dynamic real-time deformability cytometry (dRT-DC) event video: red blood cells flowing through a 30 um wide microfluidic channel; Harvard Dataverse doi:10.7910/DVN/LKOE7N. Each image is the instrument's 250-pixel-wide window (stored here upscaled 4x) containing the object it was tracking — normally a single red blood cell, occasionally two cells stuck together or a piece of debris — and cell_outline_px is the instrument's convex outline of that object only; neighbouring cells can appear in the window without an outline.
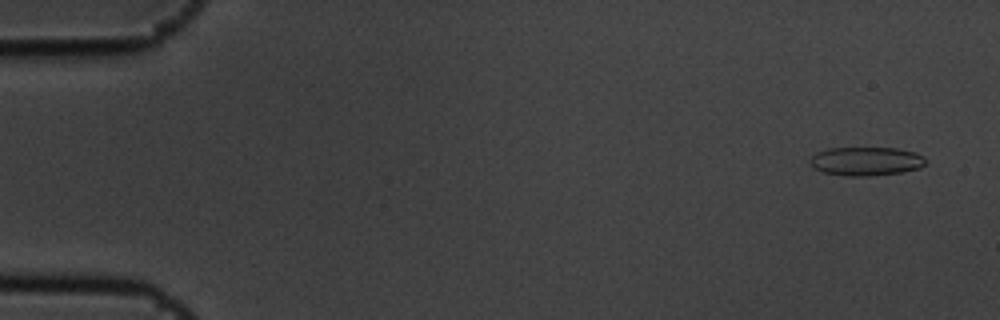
{"species": "common noctule bat (a hibernating species)", "species_latin": "Nyctalus noctula", "temperature_condition": "cold", "stored_images_in_passage": 5, "camera_frame_rate_fps": 3000, "um_per_image_px": 0.085, "animal": {"sex": "male", "body_mass_g": 19.5, "forearm_length_mm": 54.6}, "frame": {"image": 1, "passage_image": 1, "time_ms": 0.0, "image_size_px": [1000, 320], "cell_outline_px": [[928, 160], [920, 168], [900, 172], [868, 176], [848, 176], [824, 172], [812, 168], [808, 160], [816, 152], [828, 148], [896, 148], [916, 152], [924, 156]], "centroid_in_image_um": [73.61, 13.7], "position_along_channel_um": 11.4, "area_um2": 19.48}}